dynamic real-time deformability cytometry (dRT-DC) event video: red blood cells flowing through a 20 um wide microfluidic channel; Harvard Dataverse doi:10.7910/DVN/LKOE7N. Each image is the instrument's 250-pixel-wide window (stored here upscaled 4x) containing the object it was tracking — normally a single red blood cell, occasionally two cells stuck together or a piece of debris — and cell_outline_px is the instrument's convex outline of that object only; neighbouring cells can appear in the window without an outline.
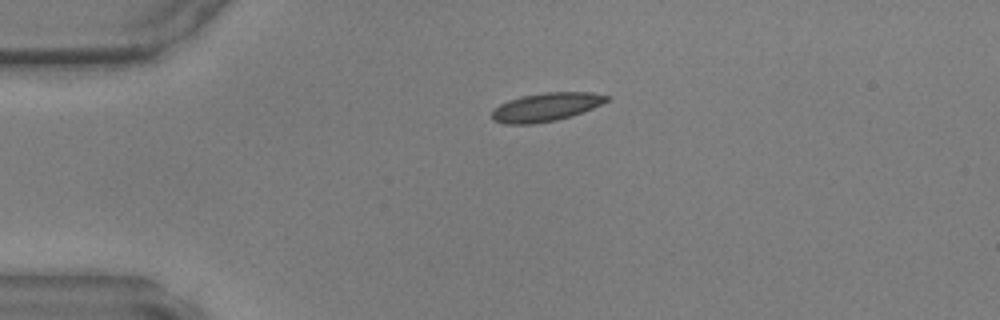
{"species": "common noctule bat (a hibernating species)", "species_latin": "Nyctalus noctula", "temperature_condition": "warm", "stored_images_in_passage": 38, "camera_frame_rate_fps": 3000, "um_per_image_px": 0.085, "animal": {"sex": "male", "body_mass_g": 17.9, "forearm_length_mm": 54.2}, "frame": {"image": 1, "passage_image": 1, "time_ms": 0.0, "image_size_px": [1000, 320], "cell_outline_px": [[608, 100], [592, 108], [572, 116], [556, 120], [532, 124], [504, 124], [492, 120], [492, 108], [508, 100], [524, 96], [544, 92], [592, 92], [608, 96]], "centroid_in_image_um": [46.36, 9.1], "position_along_channel_um": 38.6, "area_um2": 18.96}}
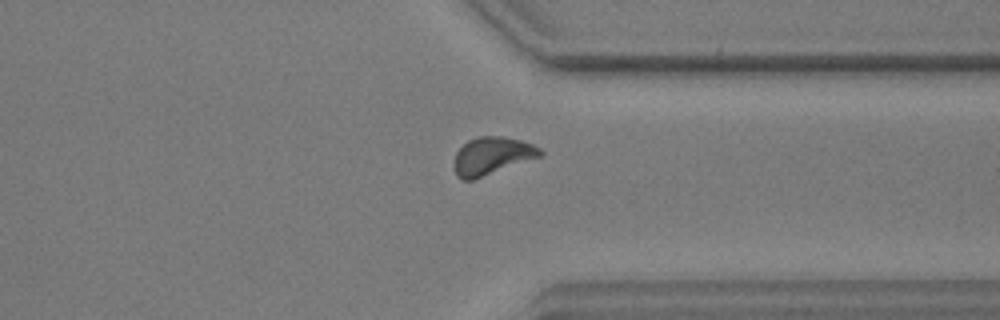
{"frame": {"image": 2, "passage_image": 27, "time_ms": 8.667, "image_size_px": [1000, 320], "cell_outline_px": [[544, 152], [540, 156], [472, 180], [460, 180], [456, 176], [452, 164], [456, 152], [468, 140], [480, 136], [500, 136], [520, 140], [532, 144], [540, 148]], "centroid_in_image_um": [41.76, 13.25], "position_along_channel_um": 369.6, "area_um2": 18.79}}
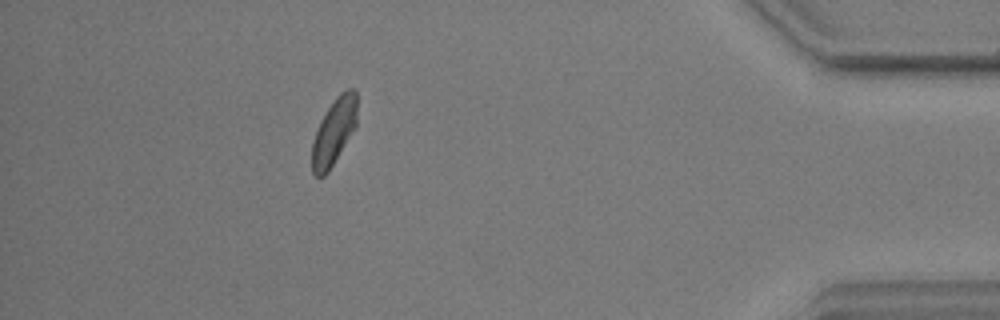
{"frame": {"image": 3, "passage_image": 33, "time_ms": 10.667, "image_size_px": [1000, 320], "cell_outline_px": [[356, 128], [328, 172], [324, 176], [316, 176], [312, 172], [312, 144], [316, 128], [320, 120], [336, 96], [340, 92], [348, 88], [352, 88], [356, 92]], "centroid_in_image_um": [28.38, 11.19], "position_along_channel_um": 406.8, "area_um2": 17.51}}